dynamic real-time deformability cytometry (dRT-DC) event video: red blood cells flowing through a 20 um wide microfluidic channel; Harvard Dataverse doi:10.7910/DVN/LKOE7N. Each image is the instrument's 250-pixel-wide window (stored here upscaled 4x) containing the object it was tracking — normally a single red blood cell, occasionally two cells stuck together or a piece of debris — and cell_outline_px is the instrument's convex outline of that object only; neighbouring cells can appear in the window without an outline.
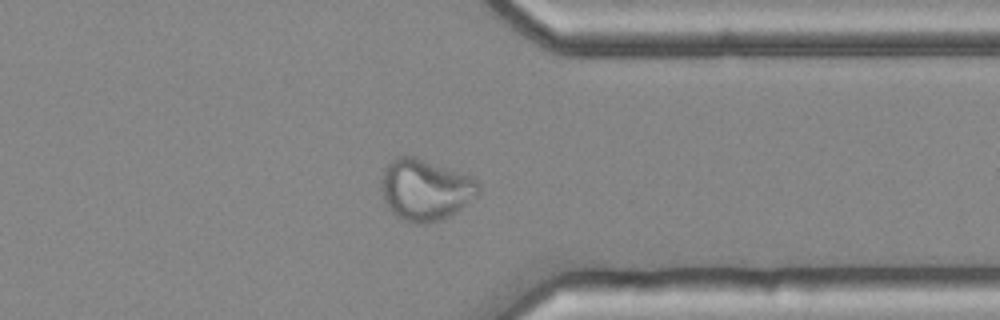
{"species": "common noctule bat (a hibernating species)", "species_latin": "Nyctalus noctula", "temperature_condition": "cold", "stored_images_in_passage": 44, "camera_frame_rate_fps": 3000, "um_per_image_px": 0.085, "animal": {"sex": "female", "body_mass_g": 25.1}, "frame": {"image": 1, "passage_image": 32, "time_ms": 10.333, "image_size_px": [1000, 320], "cell_outline_px": [[480, 192], [476, 196], [460, 208], [448, 216], [440, 220], [428, 224], [416, 224], [400, 220], [388, 208], [384, 200], [380, 184], [380, 180], [384, 168], [396, 156], [416, 156], [472, 176], [480, 184]], "centroid_in_image_um": [36.12, 16.12], "position_along_channel_um": 375.3, "area_um2": 35.08}}
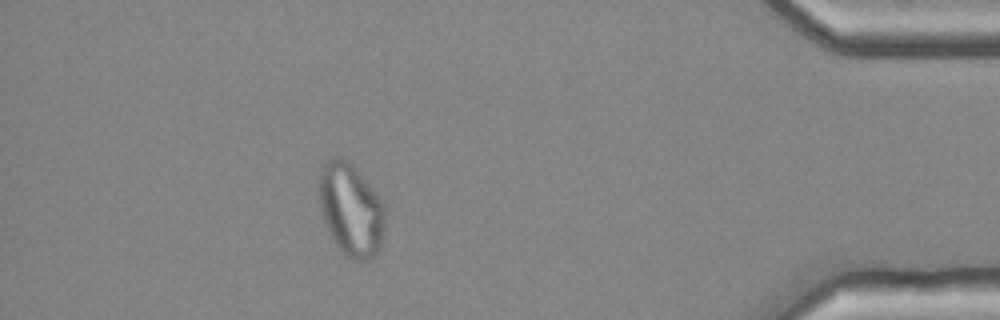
{"frame": {"image": 2, "passage_image": 38, "time_ms": 12.333, "image_size_px": [1000, 320], "cell_outline_px": [[384, 228], [380, 248], [376, 256], [368, 260], [352, 260], [344, 256], [332, 240], [328, 232], [324, 220], [320, 204], [320, 168], [328, 156], [340, 156], [352, 164], [360, 172], [384, 200]], "centroid_in_image_um": [29.84, 17.81], "position_along_channel_um": 405.4, "area_um2": 36.3}}